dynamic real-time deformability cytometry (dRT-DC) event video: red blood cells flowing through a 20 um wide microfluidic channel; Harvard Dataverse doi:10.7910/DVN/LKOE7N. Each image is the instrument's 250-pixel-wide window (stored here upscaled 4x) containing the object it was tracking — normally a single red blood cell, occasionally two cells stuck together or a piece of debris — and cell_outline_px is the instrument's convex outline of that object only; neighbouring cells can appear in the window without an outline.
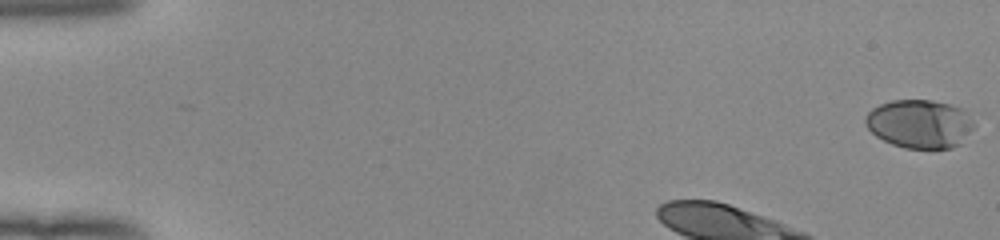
{"species": "human", "species_latin": "Homo sapiens", "temperature_condition": "room temperature", "stored_images_in_passage": 39, "camera_frame_rate_fps": 3000, "um_per_image_px": 0.085, "donor": {"sex": "female"}, "frame": {"image": 1, "passage_image": 1, "time_ms": 0.0, "image_size_px": [1000, 240], "cell_outline_px": [[976, 124], [960, 144], [952, 148], [904, 148], [892, 144], [876, 136], [864, 124], [864, 116], [872, 108], [880, 104], [892, 100], [932, 100], [948, 104], [960, 108]], "centroid_in_image_um": [78.13, 10.53], "position_along_channel_um": 6.9, "area_um2": 30.63}}
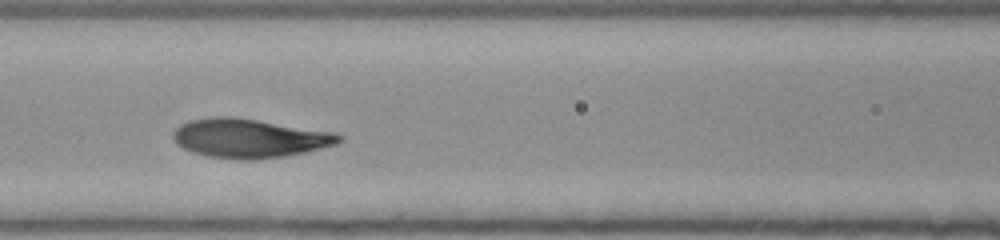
{"frame": {"image": 2, "passage_image": 18, "time_ms": 5.667, "image_size_px": [1000, 240], "cell_outline_px": [[344, 140], [336, 144], [304, 152], [284, 156], [252, 160], [240, 160], [208, 156], [192, 152], [176, 144], [172, 136], [172, 132], [180, 124], [188, 120], [212, 116], [232, 116], [336, 132], [344, 136]], "centroid_in_image_um": [21.19, 11.74], "position_along_channel_um": 145.4, "area_um2": 37.97}}
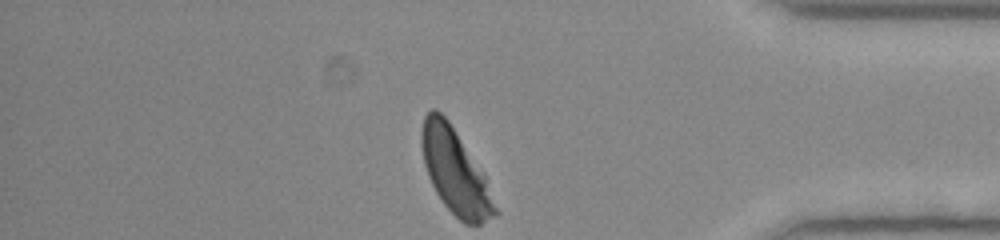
{"frame": {"image": 3, "passage_image": 39, "time_ms": 12.667, "image_size_px": [1000, 240], "cell_outline_px": [[500, 212], [480, 224], [464, 224], [444, 204], [436, 192], [428, 176], [424, 164], [420, 144], [420, 132], [424, 116], [432, 108], [436, 108], [448, 120], [484, 172]], "centroid_in_image_um": [38.7, 14.57], "position_along_channel_um": 396.5, "area_um2": 36.53}, "authors_computed_cell_mechanics": {"area_um2": 36.3562, "velocity_mm_per_s": 3.9364, "shape_relaxation_time_tau1_ms": 3.3517, "shape_relaxation_time_tau2_ms": null, "deformation_change_tau1": 0.1773, "deformation_change_tau2": null}}